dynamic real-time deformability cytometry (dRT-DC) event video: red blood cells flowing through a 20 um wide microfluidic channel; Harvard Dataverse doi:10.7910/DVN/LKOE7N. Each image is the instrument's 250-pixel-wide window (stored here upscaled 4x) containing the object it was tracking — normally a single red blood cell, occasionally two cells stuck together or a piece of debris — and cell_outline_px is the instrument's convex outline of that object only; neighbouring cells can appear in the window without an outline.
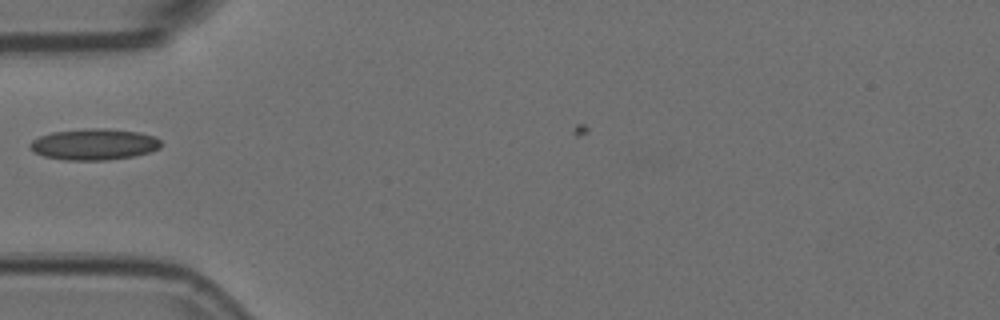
{"species": "Egyptian fruit bat (a non-hibernating species)", "species_latin": "Rousettus aegyptiacus", "temperature_condition": "room temperature", "stored_images_in_passage": 42, "camera_frame_rate_fps": 3000, "um_per_image_px": 0.085, "animal": {"sex": "female"}, "frame": {"image": 1, "passage_image": 13, "time_ms": 4.0, "image_size_px": [1000, 320], "cell_outline_px": [[160, 148], [152, 152], [132, 156], [104, 160], [64, 160], [44, 156], [32, 152], [28, 148], [28, 144], [32, 140], [40, 136], [52, 132], [84, 128], [108, 128], [140, 132], [156, 136], [160, 140]], "centroid_in_image_um": [7.98, 12.26], "position_along_channel_um": 77.0, "area_um2": 24.16}}
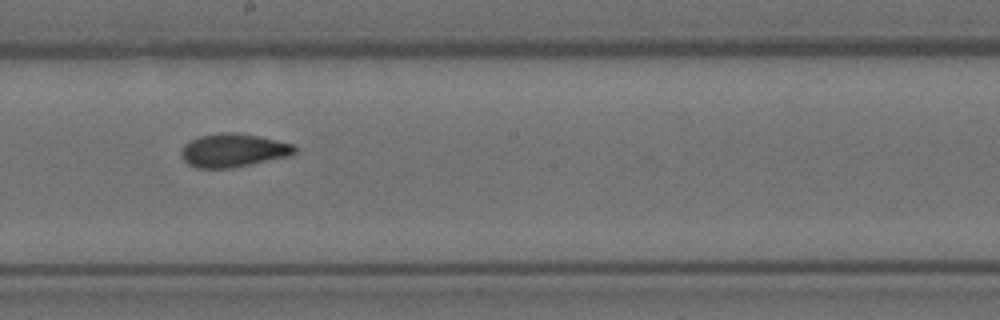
{"frame": {"image": 2, "passage_image": 25, "time_ms": 8.0, "image_size_px": [1000, 320], "cell_outline_px": [[296, 152], [292, 156], [232, 168], [196, 168], [188, 164], [184, 160], [180, 152], [180, 148], [184, 144], [200, 136], [224, 132], [236, 132], [260, 136], [292, 144], [296, 148]], "centroid_in_image_um": [19.84, 12.78], "position_along_channel_um": 228.4, "area_um2": 22.25}}
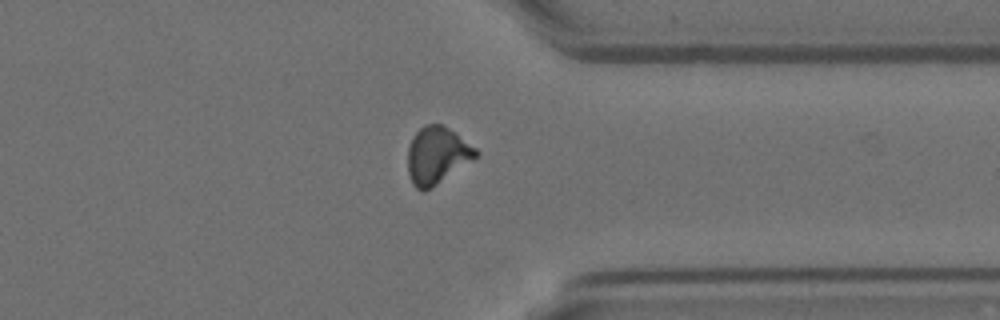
{"frame": {"image": 3, "passage_image": 37, "time_ms": 12.0, "image_size_px": [1000, 320], "cell_outline_px": [[480, 152], [476, 156], [436, 184], [424, 192], [420, 192], [412, 184], [408, 172], [408, 148], [412, 136], [424, 124], [440, 124], [456, 132], [476, 148]], "centroid_in_image_um": [37.11, 13.18], "position_along_channel_um": 374.3, "area_um2": 22.37}}